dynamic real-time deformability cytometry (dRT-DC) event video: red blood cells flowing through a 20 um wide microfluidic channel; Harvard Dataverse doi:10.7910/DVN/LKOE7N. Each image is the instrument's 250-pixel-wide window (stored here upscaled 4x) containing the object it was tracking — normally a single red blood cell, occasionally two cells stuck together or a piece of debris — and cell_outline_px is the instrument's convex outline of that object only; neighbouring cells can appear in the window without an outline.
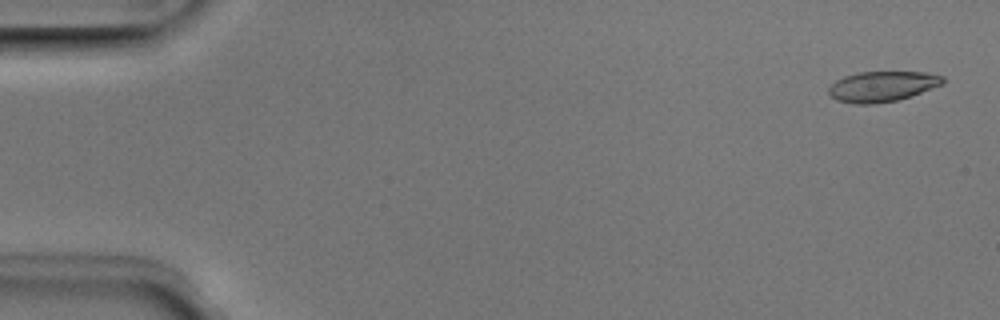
{"species": "Egyptian fruit bat (a non-hibernating species)", "species_latin": "Rousettus aegyptiacus", "temperature_condition": "room temperature", "stored_images_in_passage": 51, "camera_frame_rate_fps": 3000, "um_per_image_px": 0.085, "animal": {"sex": "male"}, "frame": {"image": 1, "passage_image": 2, "time_ms": 0.333, "image_size_px": [1000, 320], "cell_outline_px": [[944, 84], [896, 100], [872, 104], [852, 104], [836, 100], [828, 92], [828, 88], [836, 80], [844, 76], [860, 72], [924, 72], [944, 76]], "centroid_in_image_um": [74.97, 7.34], "position_along_channel_um": 10.0, "area_um2": 20.06}}
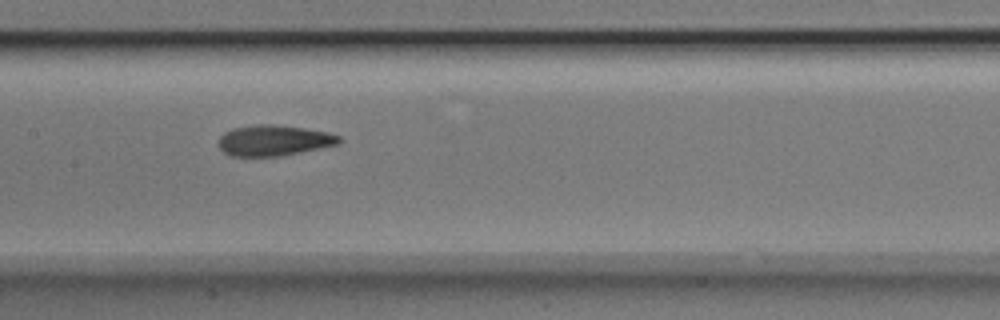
{"frame": {"image": 2, "passage_image": 25, "time_ms": 8.0, "image_size_px": [1000, 320], "cell_outline_px": [[340, 144], [280, 156], [232, 156], [224, 152], [220, 148], [220, 136], [224, 132], [232, 128], [260, 124], [272, 124], [304, 128], [328, 132], [340, 136]], "centroid_in_image_um": [23.29, 11.93], "position_along_channel_um": 184.1, "area_um2": 21.44}}
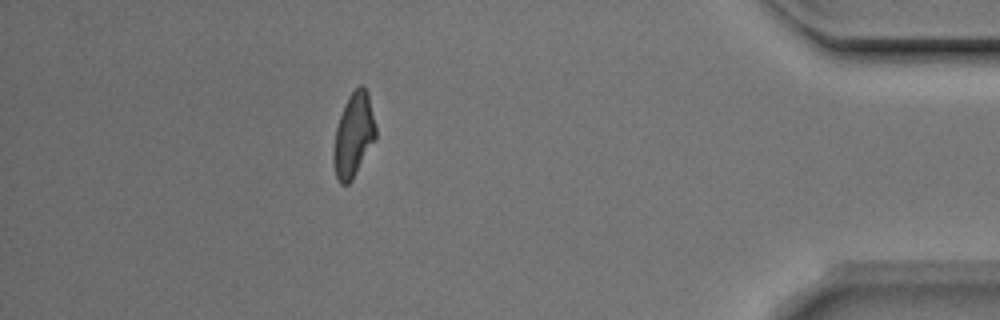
{"frame": {"image": 3, "passage_image": 45, "time_ms": 14.667, "image_size_px": [1000, 320], "cell_outline_px": [[376, 140], [352, 180], [348, 184], [340, 184], [336, 176], [332, 160], [332, 152], [336, 128], [344, 104], [348, 96], [360, 84], [364, 84], [368, 92], [376, 128]], "centroid_in_image_um": [30.05, 11.49], "position_along_channel_um": 405.1, "area_um2": 20.92}, "authors_computed_cell_mechanics": {"area_um2": 21.1548, "velocity_mm_per_s": 4.0127, "shape_relaxation_time_tau1_ms": 4.3923, "shape_relaxation_time_tau2_ms": 2.0108, "deformation_change_tau1": 0.1513, "deformation_change_tau2": 0.1063}}